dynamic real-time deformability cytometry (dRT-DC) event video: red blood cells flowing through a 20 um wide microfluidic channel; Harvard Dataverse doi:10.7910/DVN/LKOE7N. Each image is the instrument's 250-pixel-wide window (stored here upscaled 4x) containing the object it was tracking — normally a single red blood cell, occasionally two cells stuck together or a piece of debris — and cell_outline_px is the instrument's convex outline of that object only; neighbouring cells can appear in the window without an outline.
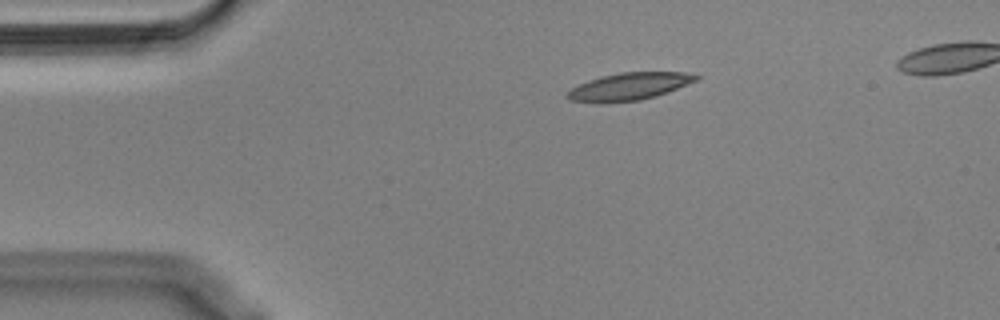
{"species": "Egyptian fruit bat (a non-hibernating species)", "species_latin": "Rousettus aegyptiacus", "temperature_condition": "cold", "stored_images_in_passage": 43, "camera_frame_rate_fps": 3000, "um_per_image_px": 0.085, "animal": {"sex": "male"}, "frame": {"image": 1, "passage_image": 1, "time_ms": 0.0, "image_size_px": [1000, 320], "cell_outline_px": [[700, 76], [696, 80], [668, 92], [656, 96], [640, 100], [604, 104], [600, 104], [568, 100], [564, 96], [572, 88], [588, 80], [600, 76], [620, 72], [684, 72]], "centroid_in_image_um": [53.41, 7.37], "position_along_channel_um": 31.6, "area_um2": 20.75}}
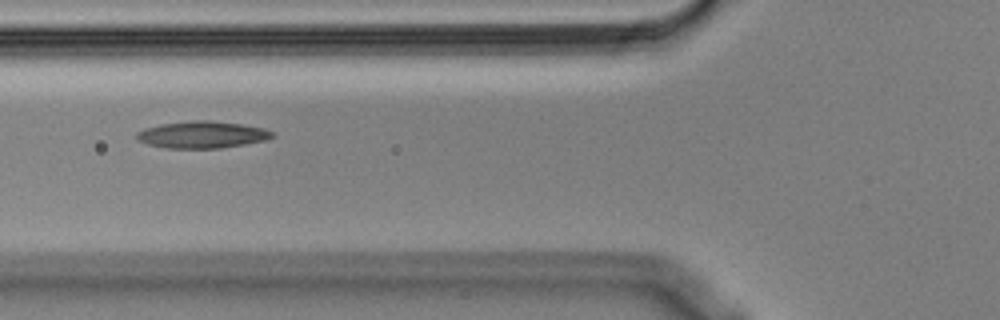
{"frame": {"image": 2, "passage_image": 11, "time_ms": 3.333, "image_size_px": [1000, 320], "cell_outline_px": [[276, 136], [268, 140], [220, 148], [168, 148], [148, 144], [140, 140], [136, 136], [136, 132], [144, 128], [160, 124], [196, 120], [208, 120], [240, 124], [264, 128], [272, 132]], "centroid_in_image_um": [17.21, 11.44], "position_along_channel_um": 108.6, "area_um2": 21.15}}
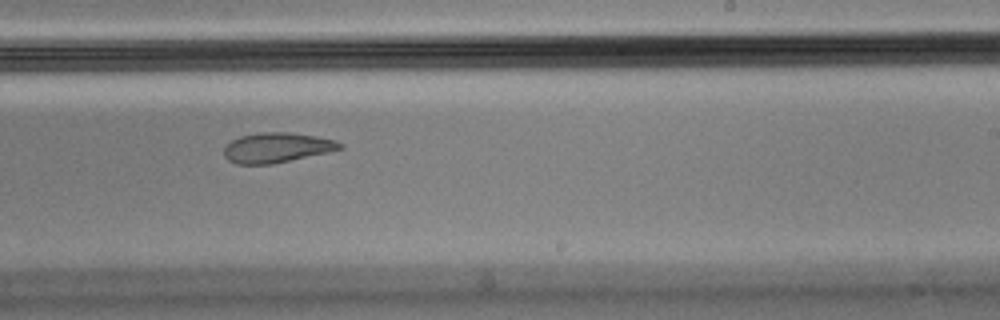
{"frame": {"image": 3, "passage_image": 24, "time_ms": 7.667, "image_size_px": [1000, 320], "cell_outline_px": [[344, 148], [328, 152], [272, 164], [236, 164], [228, 160], [224, 156], [224, 148], [232, 140], [240, 136], [260, 132], [292, 132], [316, 136], [336, 140], [344, 144]], "centroid_in_image_um": [23.55, 12.54], "position_along_channel_um": 265.5, "area_um2": 20.29}}